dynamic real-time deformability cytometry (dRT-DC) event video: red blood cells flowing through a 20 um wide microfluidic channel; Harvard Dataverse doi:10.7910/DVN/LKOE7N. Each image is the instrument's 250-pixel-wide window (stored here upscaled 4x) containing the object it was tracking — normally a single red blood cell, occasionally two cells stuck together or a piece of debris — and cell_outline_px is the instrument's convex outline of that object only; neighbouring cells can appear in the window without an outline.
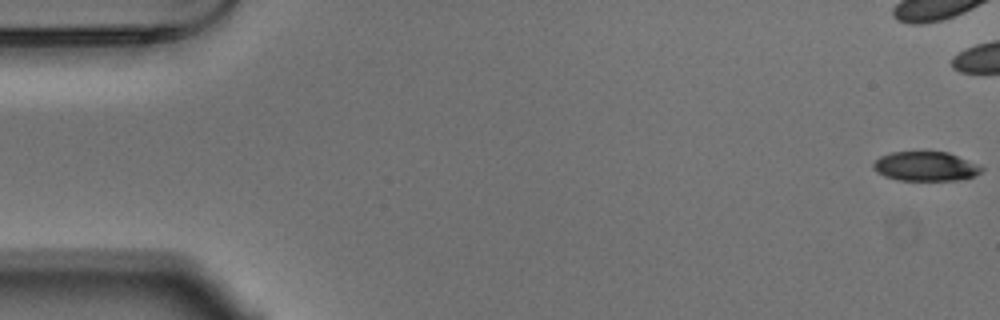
{"species": "Egyptian fruit bat (a non-hibernating species)", "species_latin": "Rousettus aegyptiacus", "temperature_condition": "warm", "stored_images_in_passage": 45, "camera_frame_rate_fps": 3000, "um_per_image_px": 0.085, "animal": {"sex": "male"}, "frame": {"image": 1, "passage_image": 1, "time_ms": 0.0, "image_size_px": [1000, 320], "cell_outline_px": [[984, 168], [976, 176], [956, 180], [900, 180], [884, 176], [876, 172], [872, 168], [872, 164], [880, 156], [892, 152], [948, 152]], "centroid_in_image_um": [78.63, 14.14], "position_along_channel_um": 6.4, "area_um2": 18.32}}